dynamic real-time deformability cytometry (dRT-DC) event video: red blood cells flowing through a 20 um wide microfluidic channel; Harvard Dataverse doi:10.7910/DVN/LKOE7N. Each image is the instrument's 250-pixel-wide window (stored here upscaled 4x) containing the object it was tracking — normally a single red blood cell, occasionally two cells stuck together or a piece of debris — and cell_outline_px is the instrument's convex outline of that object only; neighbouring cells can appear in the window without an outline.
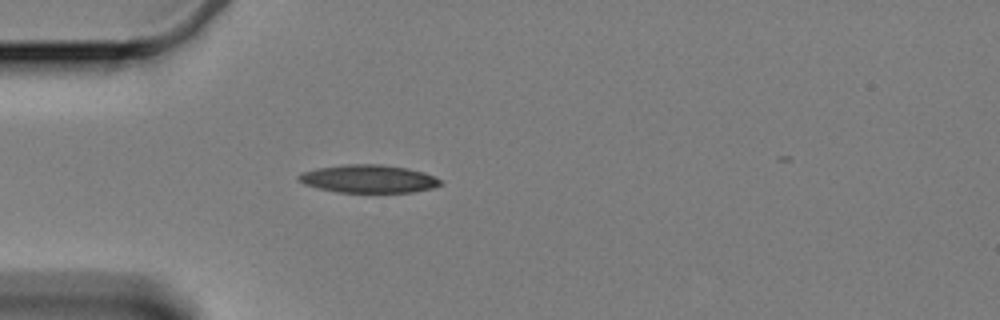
{"species": "Egyptian fruit bat (a non-hibernating species)", "species_latin": "Rousettus aegyptiacus", "temperature_condition": "cold", "stored_images_in_passage": 28, "camera_frame_rate_fps": 3000, "um_per_image_px": 0.085, "animal": {"sex": "female"}, "frame": {"image": 1, "passage_image": 1, "time_ms": 0.0, "image_size_px": [1000, 320], "cell_outline_px": [[444, 184], [432, 188], [412, 192], [336, 192], [316, 188], [304, 184], [296, 176], [304, 172], [316, 168], [344, 164], [380, 164], [408, 168], [424, 172], [440, 180]], "centroid_in_image_um": [31.32, 15.2], "position_along_channel_um": 53.7, "area_um2": 23.12}}
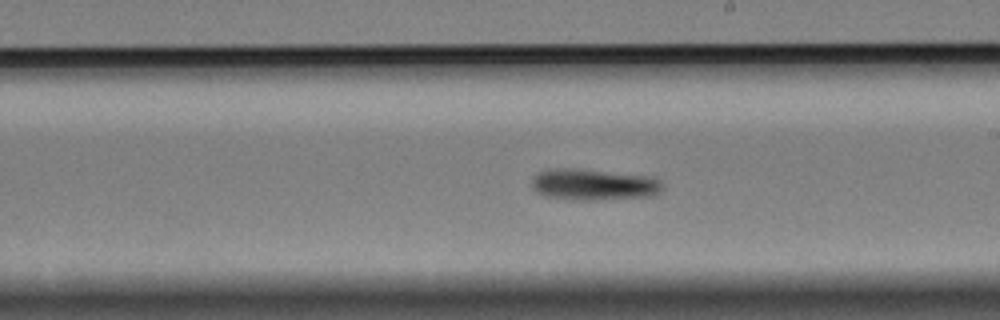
{"frame": {"image": 2, "passage_image": 14, "time_ms": 4.333, "image_size_px": [1000, 320], "cell_outline_px": [[664, 188], [660, 192], [652, 196], [592, 200], [568, 200], [544, 196], [536, 192], [532, 188], [532, 176], [548, 168], [580, 168], [652, 176], [660, 180], [664, 184]], "centroid_in_image_um": [50.46, 15.68], "position_along_channel_um": 238.5, "area_um2": 24.51}}
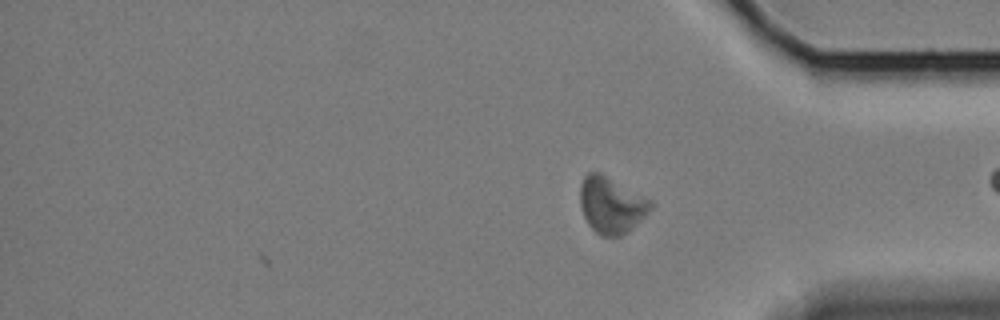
{"frame": {"image": 3, "passage_image": 28, "time_ms": 9.0, "image_size_px": [1000, 320], "cell_outline_px": [[652, 208], [628, 232], [620, 236], [600, 236], [588, 224], [580, 208], [580, 184], [584, 176], [588, 172], [600, 172], [652, 200]], "centroid_in_image_um": [51.94, 17.42], "position_along_channel_um": 383.3, "area_um2": 23.18}, "authors_computed_cell_mechanics": {"area_um2": 23.2645, "velocity_mm_per_s": 3.2861, "shape_relaxation_time_tau1_ms": 7.6385, "shape_relaxation_time_tau2_ms": null, "deformation_change_tau1": 0.0945, "deformation_change_tau2": null}}